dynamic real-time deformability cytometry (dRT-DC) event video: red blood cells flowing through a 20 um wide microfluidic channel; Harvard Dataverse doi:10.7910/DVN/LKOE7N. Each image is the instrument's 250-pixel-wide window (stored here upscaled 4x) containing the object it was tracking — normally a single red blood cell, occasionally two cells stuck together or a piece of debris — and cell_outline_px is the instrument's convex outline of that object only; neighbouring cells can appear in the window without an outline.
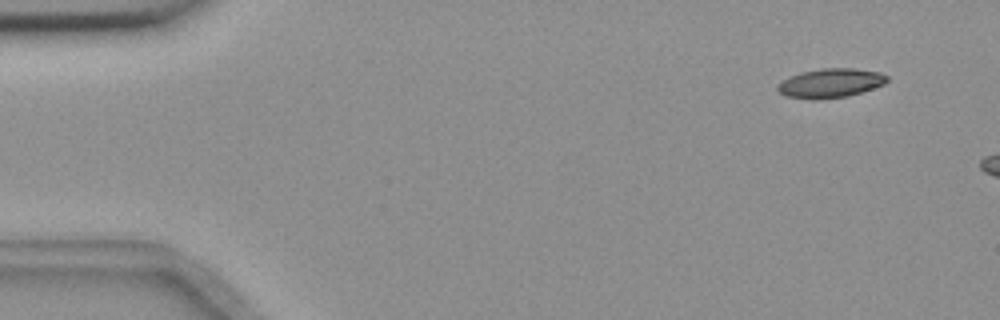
{"species": "common noctule bat (a hibernating species)", "species_latin": "Nyctalus noctula", "temperature_condition": "room temperature", "stored_images_in_passage": 4, "camera_frame_rate_fps": 3000, "um_per_image_px": 0.085, "animal": {"sex": "female", "body_mass_g": 18.4}, "frame": {"image": 1, "passage_image": 2, "time_ms": 0.333, "image_size_px": [1000, 320], "cell_outline_px": [[888, 80], [884, 84], [848, 96], [816, 100], [812, 100], [784, 96], [776, 88], [776, 84], [800, 72], [820, 68], [856, 68], [880, 72], [888, 76]], "centroid_in_image_um": [70.57, 7.06], "position_along_channel_um": 14.4, "area_um2": 18.73}}